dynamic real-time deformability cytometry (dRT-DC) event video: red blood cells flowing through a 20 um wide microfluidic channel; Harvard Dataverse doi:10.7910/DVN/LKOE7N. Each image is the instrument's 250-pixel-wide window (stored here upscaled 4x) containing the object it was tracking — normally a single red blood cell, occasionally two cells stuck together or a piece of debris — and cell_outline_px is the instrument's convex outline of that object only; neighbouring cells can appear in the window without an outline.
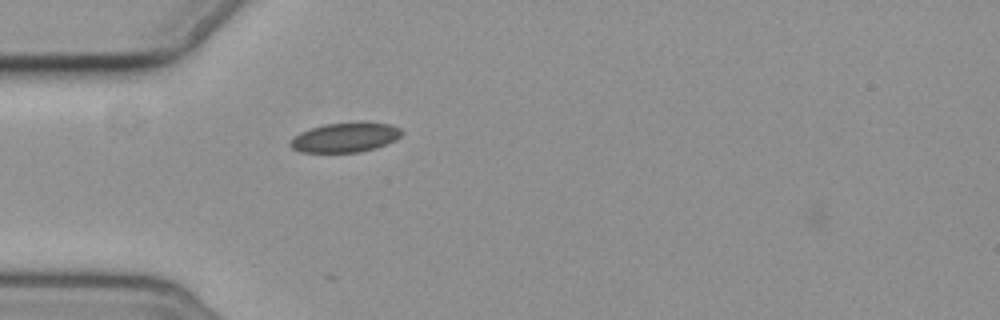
{"species": "common noctule bat (a hibernating species)", "species_latin": "Nyctalus noctula", "temperature_condition": "cold", "stored_images_in_passage": 3, "camera_frame_rate_fps": 3000, "um_per_image_px": 0.085, "animal": {"sex": "female", "body_mass_g": 19.3, "forearm_length_mm": 54.1}, "frame": {"image": 1, "passage_image": 3, "time_ms": 2.333, "image_size_px": [1000, 320], "cell_outline_px": [[404, 132], [396, 140], [376, 148], [360, 152], [300, 152], [292, 148], [288, 144], [292, 136], [300, 132], [324, 124], [360, 120], [364, 120], [388, 124], [400, 128]], "centroid_in_image_um": [29.35, 11.65], "position_along_channel_um": 55.6, "area_um2": 19.77}}